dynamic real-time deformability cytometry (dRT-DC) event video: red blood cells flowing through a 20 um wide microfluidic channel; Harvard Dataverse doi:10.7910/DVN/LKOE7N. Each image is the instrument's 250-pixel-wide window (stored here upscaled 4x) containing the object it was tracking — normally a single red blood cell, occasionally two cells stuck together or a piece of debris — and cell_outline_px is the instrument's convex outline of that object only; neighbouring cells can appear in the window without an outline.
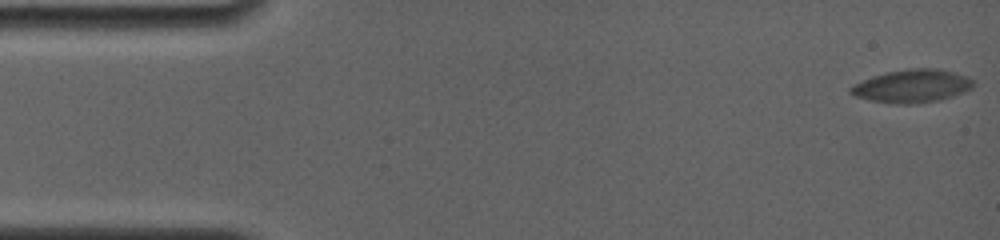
{"species": "common noctule bat (a hibernating species)", "species_latin": "Nyctalus noctula", "temperature_condition": "room temperature", "stored_images_in_passage": 11, "camera_frame_rate_fps": 4000, "um_per_image_px": 0.085, "animal": {"sex": "female", "body_mass_g": 19.0, "forearm_length_mm": 56.7}, "frame": {"image": 1, "passage_image": 1, "time_ms": 0.0, "image_size_px": [1000, 240], "cell_outline_px": [[972, 88], [964, 92], [940, 100], [912, 104], [888, 104], [856, 96], [848, 92], [848, 88], [872, 76], [888, 72], [912, 68], [936, 68], [952, 72], [964, 76], [972, 80]], "centroid_in_image_um": [77.5, 7.33], "position_along_channel_um": 7.5, "area_um2": 23.35}}
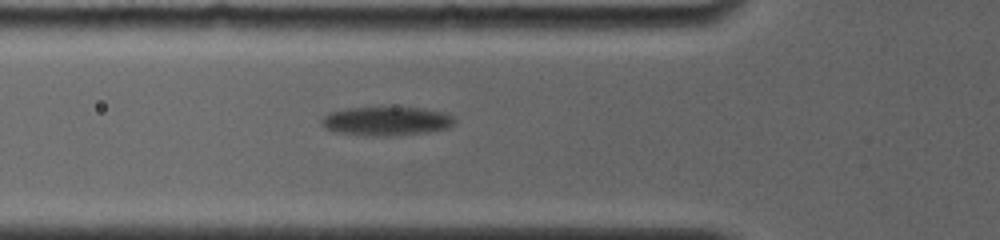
{"frame": {"image": 2, "passage_image": 8, "time_ms": 6.25, "image_size_px": [1000, 240], "cell_outline_px": [[456, 124], [448, 128], [428, 132], [384, 136], [372, 136], [332, 132], [324, 128], [320, 124], [320, 120], [328, 112], [348, 108], [424, 108], [444, 112], [452, 116], [456, 120]], "centroid_in_image_um": [32.82, 10.3], "position_along_channel_um": 93.0, "area_um2": 22.54}}
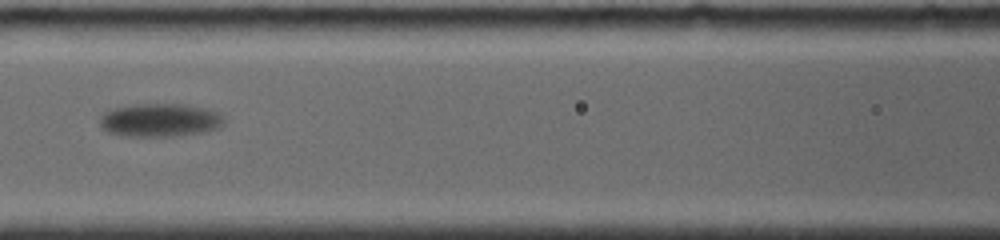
{"frame": {"image": 3, "passage_image": 10, "time_ms": 8.0, "image_size_px": [1000, 240], "cell_outline_px": [[224, 124], [220, 128], [204, 132], [172, 136], [124, 136], [108, 132], [100, 124], [100, 116], [104, 112], [116, 108], [132, 104], [188, 104], [208, 108], [220, 112], [224, 116]], "centroid_in_image_um": [13.66, 10.2], "position_along_channel_um": 152.9, "area_um2": 24.39}}